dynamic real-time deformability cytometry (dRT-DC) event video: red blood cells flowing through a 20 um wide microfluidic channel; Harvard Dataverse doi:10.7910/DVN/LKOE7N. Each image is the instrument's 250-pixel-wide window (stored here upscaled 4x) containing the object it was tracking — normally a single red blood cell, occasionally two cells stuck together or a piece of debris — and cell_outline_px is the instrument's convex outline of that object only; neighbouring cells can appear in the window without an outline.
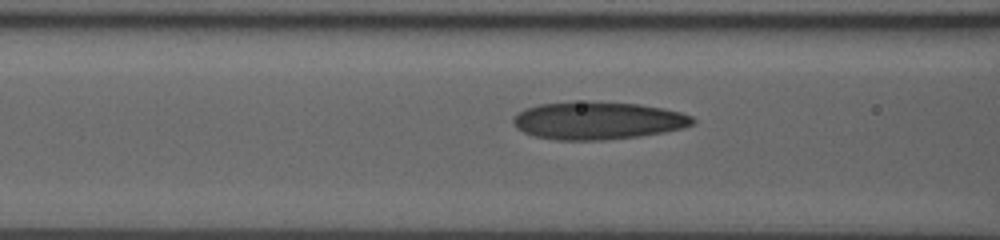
{"species": "human", "species_latin": "Homo sapiens", "temperature_condition": "room temperature", "stored_images_in_passage": 14, "camera_frame_rate_fps": 3000, "um_per_image_px": 0.085, "donor": {"sex": "male"}, "frame": {"image": 1, "passage_image": 12, "time_ms": 3.667, "image_size_px": [1000, 240], "cell_outline_px": [[696, 120], [692, 124], [684, 128], [664, 132], [640, 136], [604, 140], [556, 140], [536, 136], [524, 132], [516, 128], [512, 124], [512, 120], [524, 108], [540, 104], [588, 100], [640, 104], [664, 108], [680, 112], [692, 116]], "centroid_in_image_um": [50.82, 10.24], "position_along_channel_um": 115.8, "area_um2": 39.77}}